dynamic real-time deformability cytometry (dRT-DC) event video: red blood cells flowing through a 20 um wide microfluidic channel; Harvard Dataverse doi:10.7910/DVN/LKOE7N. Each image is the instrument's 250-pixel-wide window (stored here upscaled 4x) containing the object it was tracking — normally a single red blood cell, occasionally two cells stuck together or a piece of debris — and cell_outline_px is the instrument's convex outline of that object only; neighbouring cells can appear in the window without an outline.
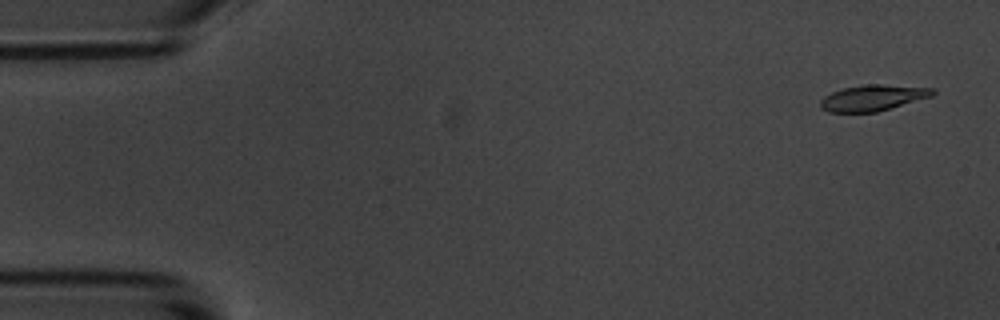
{"species": "common noctule bat (a hibernating species)", "species_latin": "Nyctalus noctula", "temperature_condition": "room temperature", "stored_images_in_passage": 5, "camera_frame_rate_fps": 3000, "um_per_image_px": 0.085, "animal": {"sex": "male", "body_mass_g": 20.1, "forearm_length_mm": 53.5}, "frame": {"image": 1, "passage_image": 1, "time_ms": 0.0, "image_size_px": [1000, 320], "cell_outline_px": [[936, 92], [932, 96], [876, 112], [828, 112], [820, 108], [820, 100], [824, 96], [832, 92], [844, 88], [868, 84], [884, 84], [936, 88]], "centroid_in_image_um": [74.2, 8.31], "position_along_channel_um": 10.8, "area_um2": 16.99}}
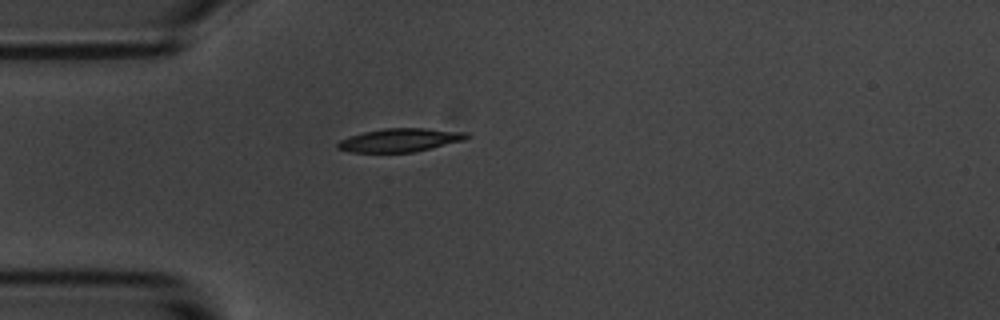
{"frame": {"image": 2, "passage_image": 5, "time_ms": 4.333, "image_size_px": [1000, 320], "cell_outline_px": [[472, 136], [464, 140], [412, 152], [348, 152], [336, 148], [336, 144], [340, 140], [348, 136], [364, 132], [384, 128], [424, 128], [468, 132]], "centroid_in_image_um": [33.98, 11.9], "position_along_channel_um": 51.0, "area_um2": 17.57}}